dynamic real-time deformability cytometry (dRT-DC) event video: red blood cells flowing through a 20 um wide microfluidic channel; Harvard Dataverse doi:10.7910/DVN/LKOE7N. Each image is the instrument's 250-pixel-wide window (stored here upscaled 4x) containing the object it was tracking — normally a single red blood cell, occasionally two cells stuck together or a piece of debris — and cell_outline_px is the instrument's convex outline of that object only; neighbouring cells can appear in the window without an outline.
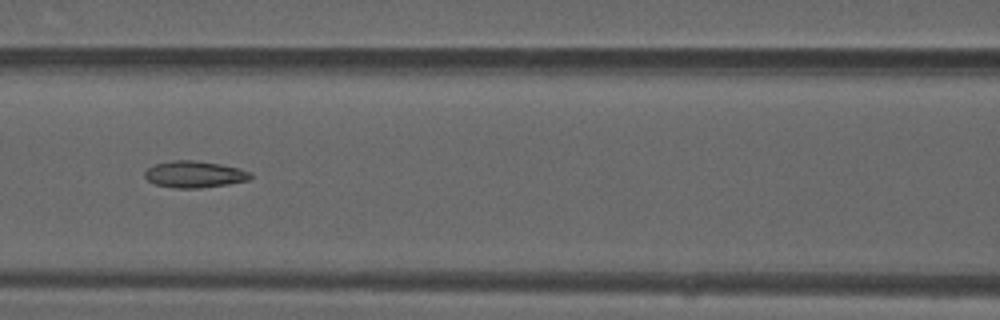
{"species": "common noctule bat (a hibernating species)", "species_latin": "Nyctalus noctula", "temperature_condition": "warm", "stored_images_in_passage": 50, "camera_frame_rate_fps": 3000, "um_per_image_px": 0.085, "animal": {"sex": "male", "forearm_length_mm": 52.5}, "frame": {"image": 1, "passage_image": 22, "time_ms": 7.0, "image_size_px": [1000, 320], "cell_outline_px": [[252, 176], [248, 180], [228, 184], [200, 188], [176, 188], [156, 184], [148, 180], [144, 176], [144, 172], [148, 168], [156, 164], [172, 160], [196, 160], [220, 164], [240, 168], [252, 172]], "centroid_in_image_um": [16.55, 14.81], "position_along_channel_um": 150.0, "area_um2": 16.42}}
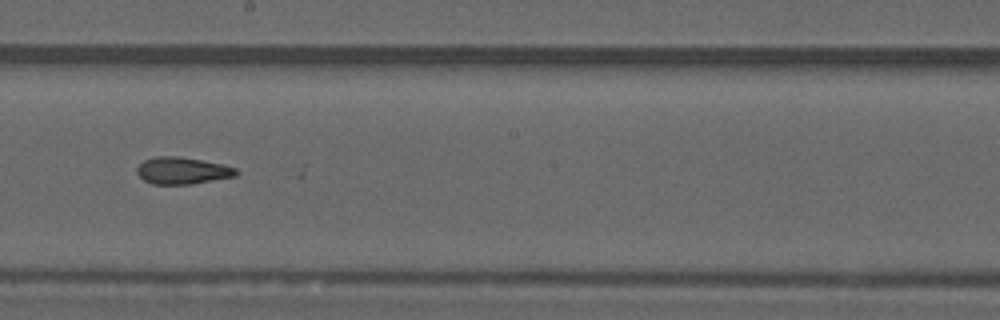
{"frame": {"image": 2, "passage_image": 28, "time_ms": 9.0, "image_size_px": [1000, 320], "cell_outline_px": [[240, 172], [236, 176], [192, 184], [152, 184], [144, 180], [136, 172], [136, 168], [144, 160], [156, 156], [180, 156], [224, 164], [236, 168]], "centroid_in_image_um": [15.52, 14.5], "position_along_channel_um": 232.7, "area_um2": 15.72}}
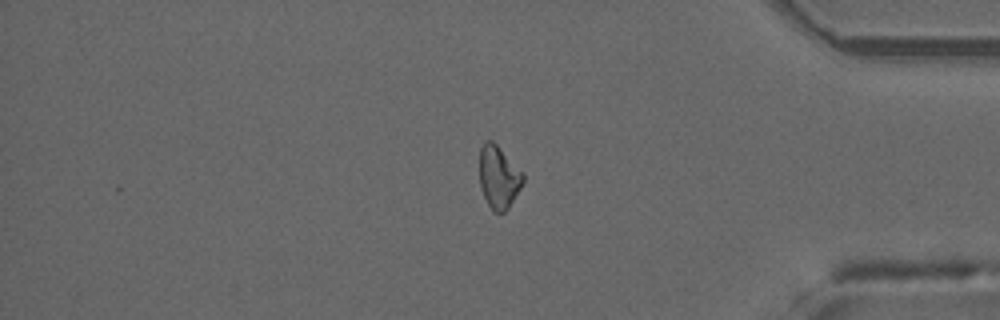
{"frame": {"image": 3, "passage_image": 42, "time_ms": 13.667, "image_size_px": [1000, 320], "cell_outline_px": [[524, 180], [520, 188], [508, 208], [504, 212], [492, 212], [484, 196], [480, 184], [480, 148], [484, 140], [492, 140], [524, 172]], "centroid_in_image_um": [42.39, 15.04], "position_along_channel_um": 392.8, "area_um2": 15.9}, "authors_computed_cell_mechanics": {"area_um2": 16.3285, "velocity_mm_per_s": 4.1489, "shape_relaxation_time_tau1_ms": null, "shape_relaxation_time_tau2_ms": 5.3321, "deformation_change_tau1": null, "deformation_change_tau2": 0.1517}}